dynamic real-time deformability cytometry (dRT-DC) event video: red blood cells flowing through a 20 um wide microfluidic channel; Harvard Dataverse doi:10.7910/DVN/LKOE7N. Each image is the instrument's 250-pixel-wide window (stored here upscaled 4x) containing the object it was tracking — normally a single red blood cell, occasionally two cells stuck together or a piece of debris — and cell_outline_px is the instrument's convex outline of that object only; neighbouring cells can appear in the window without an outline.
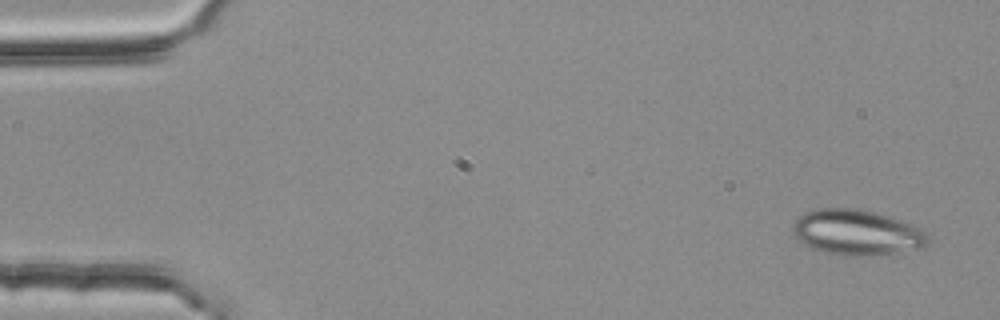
{"species": "common noctule bat (a hibernating species)", "species_latin": "Nyctalus noctula", "temperature_condition": "room temperature", "stored_images_in_passage": 4, "camera_frame_rate_fps": 3000, "um_per_image_px": 0.085, "animal": {"sex": "female", "body_mass_g": 25.1}, "frame": {"image": 1, "passage_image": 1, "time_ms": 0.0, "image_size_px": [1000, 320], "cell_outline_px": [[928, 244], [924, 248], [868, 256], [848, 256], [824, 252], [812, 248], [804, 244], [792, 232], [792, 224], [804, 212], [820, 208], [856, 208], [888, 216], [900, 220], [924, 232], [928, 240]], "centroid_in_image_um": [72.78, 19.76], "position_along_channel_um": 12.2, "area_um2": 35.43}}